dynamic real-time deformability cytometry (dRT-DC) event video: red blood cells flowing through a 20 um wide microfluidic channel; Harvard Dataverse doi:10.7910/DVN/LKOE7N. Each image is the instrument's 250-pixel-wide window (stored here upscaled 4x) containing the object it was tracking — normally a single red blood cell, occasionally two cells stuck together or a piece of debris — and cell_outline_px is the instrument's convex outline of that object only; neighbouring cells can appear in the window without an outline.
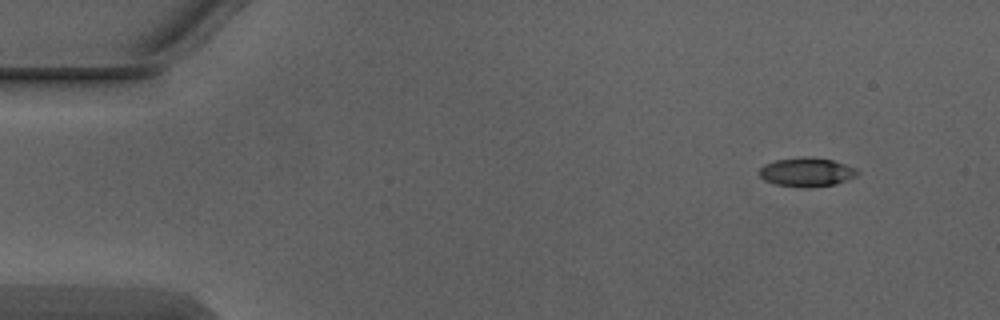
{"species": "Egyptian fruit bat (a non-hibernating species)", "species_latin": "Rousettus aegyptiacus", "temperature_condition": "warm", "stored_images_in_passage": 7, "camera_frame_rate_fps": 3000, "um_per_image_px": 0.085, "animal": {"sex": "male"}, "frame": {"image": 1, "passage_image": 1, "time_ms": 0.0, "image_size_px": [1000, 320], "cell_outline_px": [[860, 172], [856, 176], [836, 184], [776, 184], [764, 180], [760, 176], [760, 168], [764, 164], [776, 160], [804, 156], [808, 156], [832, 160], [856, 168]], "centroid_in_image_um": [68.58, 14.56], "position_along_channel_um": 16.4, "area_um2": 15.66}}
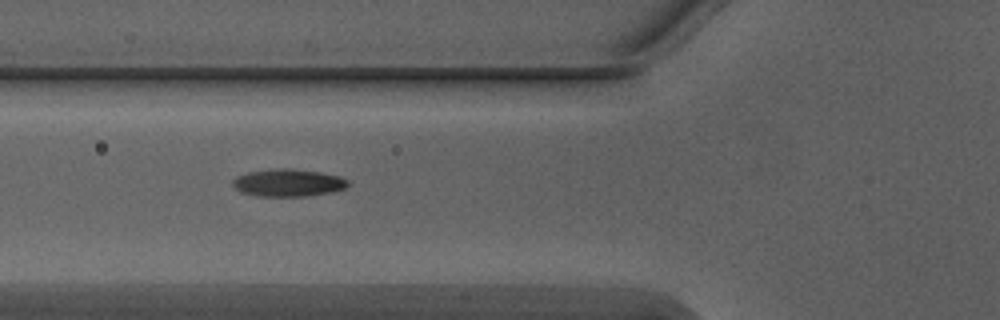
{"frame": {"image": 2, "passage_image": 5, "time_ms": 1.333, "image_size_px": [1000, 320], "cell_outline_px": [[348, 184], [344, 188], [332, 192], [308, 196], [256, 196], [240, 192], [232, 184], [232, 180], [236, 176], [248, 172], [276, 168], [288, 168], [320, 172], [340, 176], [348, 180]], "centroid_in_image_um": [24.47, 15.53], "position_along_channel_um": 101.3, "area_um2": 18.5}}
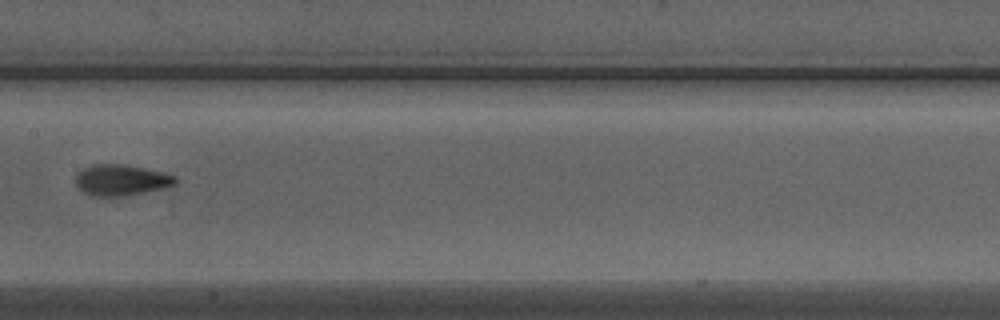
{"frame": {"image": 3, "passage_image": 7, "time_ms": 2.0, "image_size_px": [1000, 320], "cell_outline_px": [[180, 180], [176, 184], [164, 188], [124, 196], [92, 196], [84, 192], [76, 184], [76, 172], [92, 164], [124, 164], [164, 172], [176, 176]], "centroid_in_image_um": [10.33, 15.3], "position_along_channel_um": 197.1, "area_um2": 18.15}}